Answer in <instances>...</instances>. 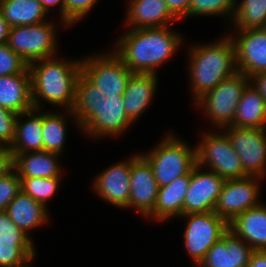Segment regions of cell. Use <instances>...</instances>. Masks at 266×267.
I'll use <instances>...</instances> for the list:
<instances>
[{"label":"cell","mask_w":266,"mask_h":267,"mask_svg":"<svg viewBox=\"0 0 266 267\" xmlns=\"http://www.w3.org/2000/svg\"><path fill=\"white\" fill-rule=\"evenodd\" d=\"M131 158L105 169L94 179L93 188L104 201L126 208L130 196Z\"/></svg>","instance_id":"17"},{"label":"cell","mask_w":266,"mask_h":267,"mask_svg":"<svg viewBox=\"0 0 266 267\" xmlns=\"http://www.w3.org/2000/svg\"><path fill=\"white\" fill-rule=\"evenodd\" d=\"M187 220L184 231V244L188 255L198 264L208 250L229 230V223L214 211L183 214L179 218Z\"/></svg>","instance_id":"10"},{"label":"cell","mask_w":266,"mask_h":267,"mask_svg":"<svg viewBox=\"0 0 266 267\" xmlns=\"http://www.w3.org/2000/svg\"><path fill=\"white\" fill-rule=\"evenodd\" d=\"M35 252L31 237L0 212V267H27Z\"/></svg>","instance_id":"13"},{"label":"cell","mask_w":266,"mask_h":267,"mask_svg":"<svg viewBox=\"0 0 266 267\" xmlns=\"http://www.w3.org/2000/svg\"><path fill=\"white\" fill-rule=\"evenodd\" d=\"M41 4H42V7L43 9L47 12V14L49 13V9H53L52 7L56 6V5H60V9H59V12H60V16H61V22L62 25H64V27L67 25L64 23V2L65 0H38Z\"/></svg>","instance_id":"40"},{"label":"cell","mask_w":266,"mask_h":267,"mask_svg":"<svg viewBox=\"0 0 266 267\" xmlns=\"http://www.w3.org/2000/svg\"><path fill=\"white\" fill-rule=\"evenodd\" d=\"M248 267H266V250H254Z\"/></svg>","instance_id":"41"},{"label":"cell","mask_w":266,"mask_h":267,"mask_svg":"<svg viewBox=\"0 0 266 267\" xmlns=\"http://www.w3.org/2000/svg\"><path fill=\"white\" fill-rule=\"evenodd\" d=\"M250 83L266 101V71L251 76Z\"/></svg>","instance_id":"39"},{"label":"cell","mask_w":266,"mask_h":267,"mask_svg":"<svg viewBox=\"0 0 266 267\" xmlns=\"http://www.w3.org/2000/svg\"><path fill=\"white\" fill-rule=\"evenodd\" d=\"M237 0H191L189 12L185 17L198 15H221L233 18Z\"/></svg>","instance_id":"32"},{"label":"cell","mask_w":266,"mask_h":267,"mask_svg":"<svg viewBox=\"0 0 266 267\" xmlns=\"http://www.w3.org/2000/svg\"><path fill=\"white\" fill-rule=\"evenodd\" d=\"M30 73L28 64L7 43L0 45V76Z\"/></svg>","instance_id":"33"},{"label":"cell","mask_w":266,"mask_h":267,"mask_svg":"<svg viewBox=\"0 0 266 267\" xmlns=\"http://www.w3.org/2000/svg\"><path fill=\"white\" fill-rule=\"evenodd\" d=\"M47 207L37 202L22 190L9 203L5 212L12 222L29 234L31 229H36L49 221Z\"/></svg>","instance_id":"26"},{"label":"cell","mask_w":266,"mask_h":267,"mask_svg":"<svg viewBox=\"0 0 266 267\" xmlns=\"http://www.w3.org/2000/svg\"><path fill=\"white\" fill-rule=\"evenodd\" d=\"M0 106L17 114L34 108L30 73L0 76Z\"/></svg>","instance_id":"23"},{"label":"cell","mask_w":266,"mask_h":267,"mask_svg":"<svg viewBox=\"0 0 266 267\" xmlns=\"http://www.w3.org/2000/svg\"><path fill=\"white\" fill-rule=\"evenodd\" d=\"M182 36L169 26L129 29L114 52L132 73L158 74L157 68L178 51Z\"/></svg>","instance_id":"2"},{"label":"cell","mask_w":266,"mask_h":267,"mask_svg":"<svg viewBox=\"0 0 266 267\" xmlns=\"http://www.w3.org/2000/svg\"><path fill=\"white\" fill-rule=\"evenodd\" d=\"M41 62V63H40ZM31 76L33 107L41 109V100L65 110H72L77 79L81 73V59L65 60L55 57L28 65Z\"/></svg>","instance_id":"3"},{"label":"cell","mask_w":266,"mask_h":267,"mask_svg":"<svg viewBox=\"0 0 266 267\" xmlns=\"http://www.w3.org/2000/svg\"><path fill=\"white\" fill-rule=\"evenodd\" d=\"M235 45L236 68L249 78L266 71V31L263 28L237 30Z\"/></svg>","instance_id":"16"},{"label":"cell","mask_w":266,"mask_h":267,"mask_svg":"<svg viewBox=\"0 0 266 267\" xmlns=\"http://www.w3.org/2000/svg\"><path fill=\"white\" fill-rule=\"evenodd\" d=\"M253 249L228 230L206 253L198 267H248Z\"/></svg>","instance_id":"18"},{"label":"cell","mask_w":266,"mask_h":267,"mask_svg":"<svg viewBox=\"0 0 266 267\" xmlns=\"http://www.w3.org/2000/svg\"><path fill=\"white\" fill-rule=\"evenodd\" d=\"M247 176L266 174V129L229 126L223 129Z\"/></svg>","instance_id":"11"},{"label":"cell","mask_w":266,"mask_h":267,"mask_svg":"<svg viewBox=\"0 0 266 267\" xmlns=\"http://www.w3.org/2000/svg\"><path fill=\"white\" fill-rule=\"evenodd\" d=\"M10 26L0 11V45L7 43Z\"/></svg>","instance_id":"42"},{"label":"cell","mask_w":266,"mask_h":267,"mask_svg":"<svg viewBox=\"0 0 266 267\" xmlns=\"http://www.w3.org/2000/svg\"><path fill=\"white\" fill-rule=\"evenodd\" d=\"M129 185L126 208H134L146 218L154 209L159 187L150 163L141 153L131 157Z\"/></svg>","instance_id":"14"},{"label":"cell","mask_w":266,"mask_h":267,"mask_svg":"<svg viewBox=\"0 0 266 267\" xmlns=\"http://www.w3.org/2000/svg\"><path fill=\"white\" fill-rule=\"evenodd\" d=\"M249 83L250 78L237 71L199 98L196 106L203 107L204 115L220 130L232 126L238 102Z\"/></svg>","instance_id":"6"},{"label":"cell","mask_w":266,"mask_h":267,"mask_svg":"<svg viewBox=\"0 0 266 267\" xmlns=\"http://www.w3.org/2000/svg\"><path fill=\"white\" fill-rule=\"evenodd\" d=\"M232 126L266 129V101L251 83L241 95Z\"/></svg>","instance_id":"27"},{"label":"cell","mask_w":266,"mask_h":267,"mask_svg":"<svg viewBox=\"0 0 266 267\" xmlns=\"http://www.w3.org/2000/svg\"><path fill=\"white\" fill-rule=\"evenodd\" d=\"M97 0H65L64 23L69 26L83 19L96 5Z\"/></svg>","instance_id":"34"},{"label":"cell","mask_w":266,"mask_h":267,"mask_svg":"<svg viewBox=\"0 0 266 267\" xmlns=\"http://www.w3.org/2000/svg\"><path fill=\"white\" fill-rule=\"evenodd\" d=\"M202 170L196 165L191 171V180L185 194L183 214L214 211L225 179L213 171Z\"/></svg>","instance_id":"15"},{"label":"cell","mask_w":266,"mask_h":267,"mask_svg":"<svg viewBox=\"0 0 266 267\" xmlns=\"http://www.w3.org/2000/svg\"><path fill=\"white\" fill-rule=\"evenodd\" d=\"M24 116L28 118L23 121L21 119ZM8 148L13 154L43 150L42 113L40 109L33 108L18 114L14 140Z\"/></svg>","instance_id":"24"},{"label":"cell","mask_w":266,"mask_h":267,"mask_svg":"<svg viewBox=\"0 0 266 267\" xmlns=\"http://www.w3.org/2000/svg\"><path fill=\"white\" fill-rule=\"evenodd\" d=\"M21 190L31 198L47 207L46 203L58 191L62 177L20 178Z\"/></svg>","instance_id":"31"},{"label":"cell","mask_w":266,"mask_h":267,"mask_svg":"<svg viewBox=\"0 0 266 267\" xmlns=\"http://www.w3.org/2000/svg\"><path fill=\"white\" fill-rule=\"evenodd\" d=\"M229 230L253 250H266V205L260 203L236 216L229 223Z\"/></svg>","instance_id":"21"},{"label":"cell","mask_w":266,"mask_h":267,"mask_svg":"<svg viewBox=\"0 0 266 267\" xmlns=\"http://www.w3.org/2000/svg\"><path fill=\"white\" fill-rule=\"evenodd\" d=\"M0 11L10 27L36 25L47 16L38 0H0Z\"/></svg>","instance_id":"28"},{"label":"cell","mask_w":266,"mask_h":267,"mask_svg":"<svg viewBox=\"0 0 266 267\" xmlns=\"http://www.w3.org/2000/svg\"><path fill=\"white\" fill-rule=\"evenodd\" d=\"M189 53L190 84L195 102L237 72L235 45L231 35L210 44L194 45Z\"/></svg>","instance_id":"4"},{"label":"cell","mask_w":266,"mask_h":267,"mask_svg":"<svg viewBox=\"0 0 266 267\" xmlns=\"http://www.w3.org/2000/svg\"><path fill=\"white\" fill-rule=\"evenodd\" d=\"M126 25L129 29L169 26L179 19L169 10L164 0H129Z\"/></svg>","instance_id":"19"},{"label":"cell","mask_w":266,"mask_h":267,"mask_svg":"<svg viewBox=\"0 0 266 267\" xmlns=\"http://www.w3.org/2000/svg\"><path fill=\"white\" fill-rule=\"evenodd\" d=\"M14 155V170L19 178L62 177L59 154L47 151H30Z\"/></svg>","instance_id":"25"},{"label":"cell","mask_w":266,"mask_h":267,"mask_svg":"<svg viewBox=\"0 0 266 267\" xmlns=\"http://www.w3.org/2000/svg\"><path fill=\"white\" fill-rule=\"evenodd\" d=\"M66 113L44 112L42 113L43 150L61 154L63 152L66 130Z\"/></svg>","instance_id":"29"},{"label":"cell","mask_w":266,"mask_h":267,"mask_svg":"<svg viewBox=\"0 0 266 267\" xmlns=\"http://www.w3.org/2000/svg\"><path fill=\"white\" fill-rule=\"evenodd\" d=\"M191 180V173L178 177L170 184L159 187L156 204L153 211L146 219H155L156 221H165L174 216L183 215V204L185 194Z\"/></svg>","instance_id":"22"},{"label":"cell","mask_w":266,"mask_h":267,"mask_svg":"<svg viewBox=\"0 0 266 267\" xmlns=\"http://www.w3.org/2000/svg\"><path fill=\"white\" fill-rule=\"evenodd\" d=\"M169 10L180 20L189 12L191 0H164Z\"/></svg>","instance_id":"38"},{"label":"cell","mask_w":266,"mask_h":267,"mask_svg":"<svg viewBox=\"0 0 266 267\" xmlns=\"http://www.w3.org/2000/svg\"><path fill=\"white\" fill-rule=\"evenodd\" d=\"M81 73L99 87L105 97L122 96L133 74L113 50L106 54L83 57Z\"/></svg>","instance_id":"9"},{"label":"cell","mask_w":266,"mask_h":267,"mask_svg":"<svg viewBox=\"0 0 266 267\" xmlns=\"http://www.w3.org/2000/svg\"><path fill=\"white\" fill-rule=\"evenodd\" d=\"M48 20L36 25L10 27L7 44L28 65L39 60L55 57L57 40L56 25Z\"/></svg>","instance_id":"7"},{"label":"cell","mask_w":266,"mask_h":267,"mask_svg":"<svg viewBox=\"0 0 266 267\" xmlns=\"http://www.w3.org/2000/svg\"><path fill=\"white\" fill-rule=\"evenodd\" d=\"M158 74L133 73L123 96L127 116L134 122L149 107L158 85Z\"/></svg>","instance_id":"20"},{"label":"cell","mask_w":266,"mask_h":267,"mask_svg":"<svg viewBox=\"0 0 266 267\" xmlns=\"http://www.w3.org/2000/svg\"><path fill=\"white\" fill-rule=\"evenodd\" d=\"M66 111L85 135L94 138L117 136L133 123L125 111L123 96L105 97L82 73L77 79L73 108Z\"/></svg>","instance_id":"1"},{"label":"cell","mask_w":266,"mask_h":267,"mask_svg":"<svg viewBox=\"0 0 266 267\" xmlns=\"http://www.w3.org/2000/svg\"><path fill=\"white\" fill-rule=\"evenodd\" d=\"M235 30L263 28L266 23V0H242L233 16Z\"/></svg>","instance_id":"30"},{"label":"cell","mask_w":266,"mask_h":267,"mask_svg":"<svg viewBox=\"0 0 266 267\" xmlns=\"http://www.w3.org/2000/svg\"><path fill=\"white\" fill-rule=\"evenodd\" d=\"M18 114L0 106V146L9 147L15 135Z\"/></svg>","instance_id":"36"},{"label":"cell","mask_w":266,"mask_h":267,"mask_svg":"<svg viewBox=\"0 0 266 267\" xmlns=\"http://www.w3.org/2000/svg\"><path fill=\"white\" fill-rule=\"evenodd\" d=\"M20 191L21 179L15 170L0 178V212L6 210L9 203Z\"/></svg>","instance_id":"35"},{"label":"cell","mask_w":266,"mask_h":267,"mask_svg":"<svg viewBox=\"0 0 266 267\" xmlns=\"http://www.w3.org/2000/svg\"><path fill=\"white\" fill-rule=\"evenodd\" d=\"M141 154L150 163L158 187L191 173L197 165L196 147H189L183 139L170 133L149 152Z\"/></svg>","instance_id":"5"},{"label":"cell","mask_w":266,"mask_h":267,"mask_svg":"<svg viewBox=\"0 0 266 267\" xmlns=\"http://www.w3.org/2000/svg\"><path fill=\"white\" fill-rule=\"evenodd\" d=\"M260 177L247 176L226 180L218 196L214 212L230 223L236 216L258 206Z\"/></svg>","instance_id":"12"},{"label":"cell","mask_w":266,"mask_h":267,"mask_svg":"<svg viewBox=\"0 0 266 267\" xmlns=\"http://www.w3.org/2000/svg\"><path fill=\"white\" fill-rule=\"evenodd\" d=\"M14 170V155L6 146H0V178Z\"/></svg>","instance_id":"37"},{"label":"cell","mask_w":266,"mask_h":267,"mask_svg":"<svg viewBox=\"0 0 266 267\" xmlns=\"http://www.w3.org/2000/svg\"><path fill=\"white\" fill-rule=\"evenodd\" d=\"M202 134L203 138L196 146V160L200 168H206L207 165L210 171L225 180L247 177L238 154L224 131L222 134L214 131Z\"/></svg>","instance_id":"8"}]
</instances>
